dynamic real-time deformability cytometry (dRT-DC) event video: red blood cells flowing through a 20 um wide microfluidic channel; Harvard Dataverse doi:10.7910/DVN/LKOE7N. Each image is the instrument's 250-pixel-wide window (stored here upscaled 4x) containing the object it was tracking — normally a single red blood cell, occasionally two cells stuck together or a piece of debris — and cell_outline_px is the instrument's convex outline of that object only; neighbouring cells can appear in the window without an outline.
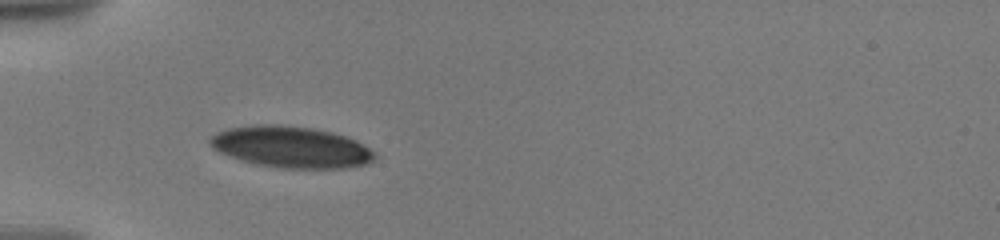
{"species": "human", "species_latin": "Homo sapiens", "temperature_condition": "warm", "stored_images_in_passage": 27, "camera_frame_rate_fps": 3000, "um_per_image_px": 0.085, "donor": {"sex": "male"}, "frame": {"image": 1, "passage_image": 1, "time_ms": 0.0, "image_size_px": [1000, 240], "cell_outline_px": [[376, 156], [368, 164], [344, 168], [280, 168], [260, 164], [244, 160], [220, 152], [212, 148], [208, 140], [216, 132], [228, 128], [252, 124], [280, 124], [312, 128], [332, 132], [356, 140], [376, 152]], "centroid_in_image_um": [24.76, 12.48], "position_along_channel_um": 60.2, "area_um2": 39.65}}
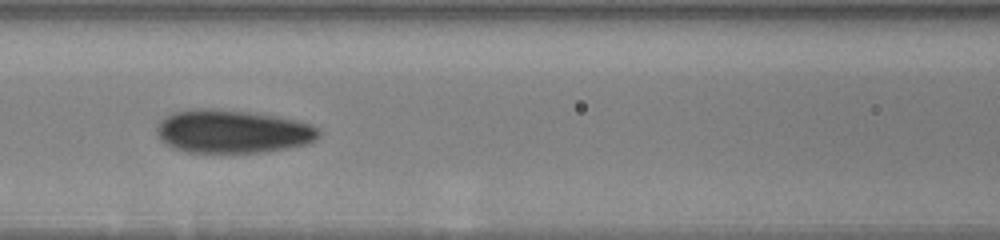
{"frame": {"image": 2, "passage_image": 17, "time_ms": 2.667, "image_size_px": [1000, 240], "cell_outline_px": [[320, 136], [316, 140], [308, 144], [288, 148], [264, 152], [188, 152], [176, 148], [168, 144], [160, 136], [156, 128], [160, 120], [164, 116], [172, 112], [192, 108], [212, 108], [248, 112], [280, 116], [296, 120], [320, 128]], "centroid_in_image_um": [19.81, 11.16], "position_along_channel_um": 146.8, "area_um2": 40.92}}
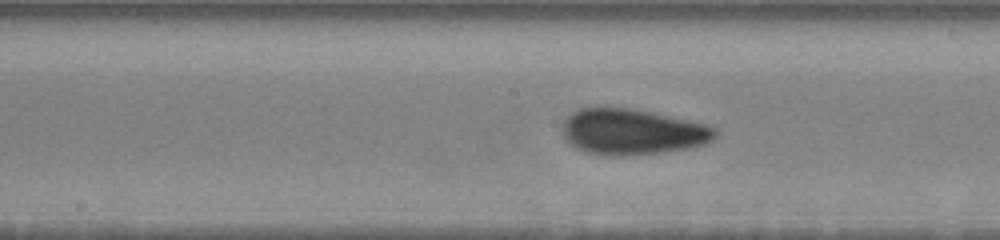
{"frame": {"image": 3, "passage_image": 25, "time_ms": 4.0, "image_size_px": [1000, 240], "cell_outline_px": [[716, 136], [712, 140], [704, 144], [684, 148], [660, 152], [620, 156], [612, 156], [588, 152], [576, 148], [564, 136], [564, 120], [572, 112], [580, 108], [632, 108], [652, 112], [688, 120], [704, 124], [716, 128]], "centroid_in_image_um": [53.74, 11.19], "position_along_channel_um": 194.5, "area_um2": 40.11}}